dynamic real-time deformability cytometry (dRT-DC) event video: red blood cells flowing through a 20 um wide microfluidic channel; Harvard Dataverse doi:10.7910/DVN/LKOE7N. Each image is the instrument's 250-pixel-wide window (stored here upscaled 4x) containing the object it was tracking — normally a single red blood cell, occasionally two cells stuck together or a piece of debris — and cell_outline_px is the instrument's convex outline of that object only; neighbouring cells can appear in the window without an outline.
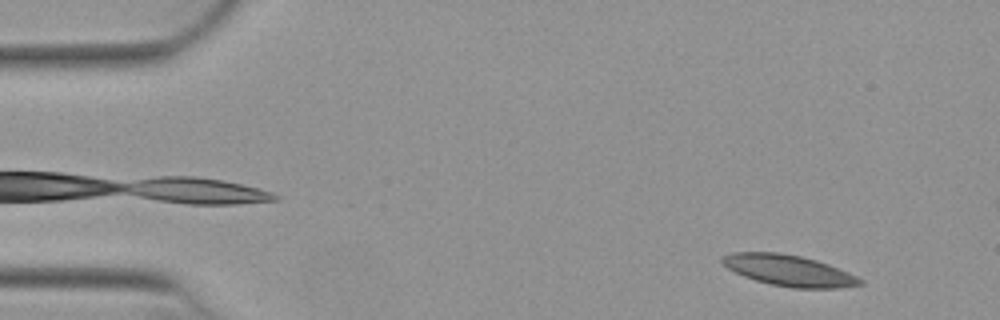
{"species": "Egyptian fruit bat (a non-hibernating species)", "species_latin": "Rousettus aegyptiacus", "temperature_condition": "warm", "stored_images_in_passage": 52, "camera_frame_rate_fps": 3000, "um_per_image_px": 0.085, "animal": {"sex": "female"}, "frame": {"image": 1, "passage_image": 4, "time_ms": 1.0, "image_size_px": [1000, 320], "cell_outline_px": [[864, 284], [840, 288], [792, 288], [772, 284], [756, 280], [744, 276], [728, 268], [720, 260], [720, 256], [732, 252], [780, 252], [800, 256], [816, 260], [828, 264], [848, 272], [864, 280]], "centroid_in_image_um": [67.06, 22.98], "position_along_channel_um": 17.9, "area_um2": 24.91}}
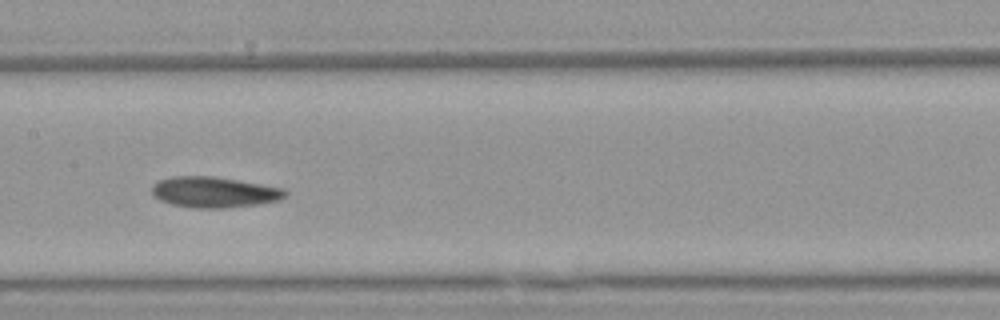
{"frame": {"image": 2, "passage_image": 25, "time_ms": 8.0, "image_size_px": [1000, 320], "cell_outline_px": [[288, 192], [280, 200], [256, 204], [228, 208], [196, 208], [172, 204], [160, 200], [152, 196], [152, 184], [160, 180], [172, 176], [216, 176], [284, 188]], "centroid_in_image_um": [18.19, 16.33], "position_along_channel_um": 189.2, "area_um2": 23.99}}
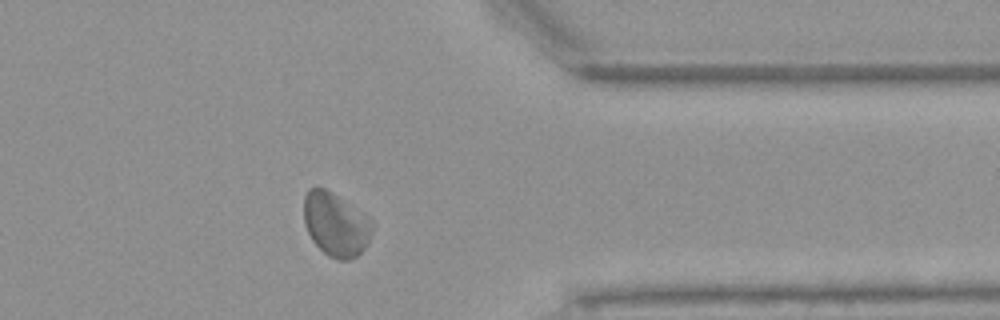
{"frame": {"image": 3, "passage_image": 41, "time_ms": 13.333, "image_size_px": [1000, 320], "cell_outline_px": [[372, 228], [368, 244], [356, 256], [348, 260], [340, 260], [328, 256], [312, 240], [304, 224], [304, 196], [308, 188], [324, 188], [336, 196], [372, 224]], "centroid_in_image_um": [28.46, 19.12], "position_along_channel_um": 382.9, "area_um2": 24.33}, "authors_computed_cell_mechanics": {"area_um2": 24.3049, "velocity_mm_per_s": 3.8646, "shape_relaxation_time_tau1_ms": null, "shape_relaxation_time_tau2_ms": 8.2246, "deformation_change_tau1": null, "deformation_change_tau2": 0.112}}